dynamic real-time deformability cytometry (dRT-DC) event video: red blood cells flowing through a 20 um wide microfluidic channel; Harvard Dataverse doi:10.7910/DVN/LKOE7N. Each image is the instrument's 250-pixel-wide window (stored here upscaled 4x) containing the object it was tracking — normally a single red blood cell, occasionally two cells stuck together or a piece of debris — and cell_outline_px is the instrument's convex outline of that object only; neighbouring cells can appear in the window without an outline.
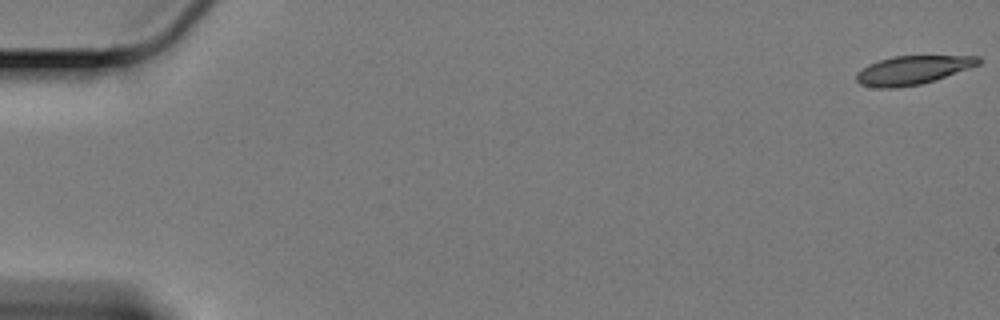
{"species": "Egyptian fruit bat (a non-hibernating species)", "species_latin": "Rousettus aegyptiacus", "temperature_condition": "cold", "stored_images_in_passage": 14, "camera_frame_rate_fps": 3000, "um_per_image_px": 0.085, "animal": {"sex": "female"}, "frame": {"image": 1, "passage_image": 1, "time_ms": 0.0, "image_size_px": [1000, 320], "cell_outline_px": [[980, 64], [936, 80], [920, 84], [896, 88], [880, 88], [860, 84], [856, 80], [856, 72], [868, 64], [892, 56], [980, 56]], "centroid_in_image_um": [77.55, 5.96], "position_along_channel_um": 7.4, "area_um2": 20.35}}